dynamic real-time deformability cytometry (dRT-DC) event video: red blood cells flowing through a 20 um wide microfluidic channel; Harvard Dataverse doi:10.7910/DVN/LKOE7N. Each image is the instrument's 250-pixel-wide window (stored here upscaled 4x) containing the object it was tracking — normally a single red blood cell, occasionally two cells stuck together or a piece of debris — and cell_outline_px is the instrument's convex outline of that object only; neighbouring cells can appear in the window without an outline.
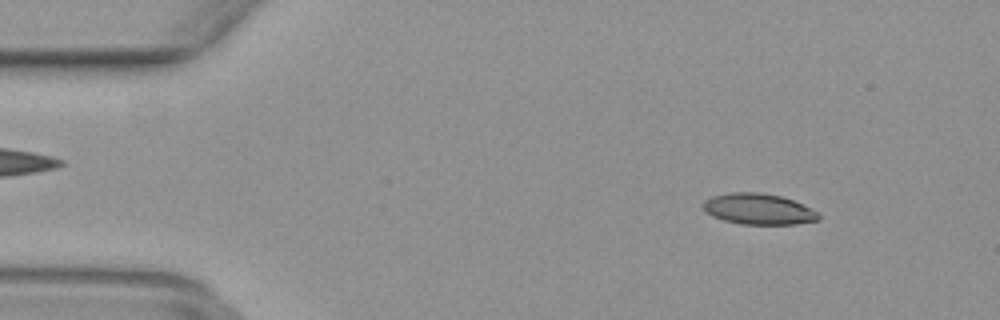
{"species": "common noctule bat (a hibernating species)", "species_latin": "Nyctalus noctula", "temperature_condition": "warm", "stored_images_in_passage": 49, "camera_frame_rate_fps": 3000, "um_per_image_px": 0.085, "animal": {"sex": "female", "body_mass_g": 29.2, "forearm_length_mm": 56.3}, "frame": {"image": 1, "passage_image": 6, "time_ms": 1.667, "image_size_px": [1000, 320], "cell_outline_px": [[820, 220], [796, 224], [740, 224], [724, 220], [712, 216], [704, 212], [700, 204], [704, 200], [712, 196], [732, 192], [760, 192], [780, 196], [792, 200], [816, 212], [820, 216]], "centroid_in_image_um": [64.39, 17.77], "position_along_channel_um": 20.6, "area_um2": 20.81}}
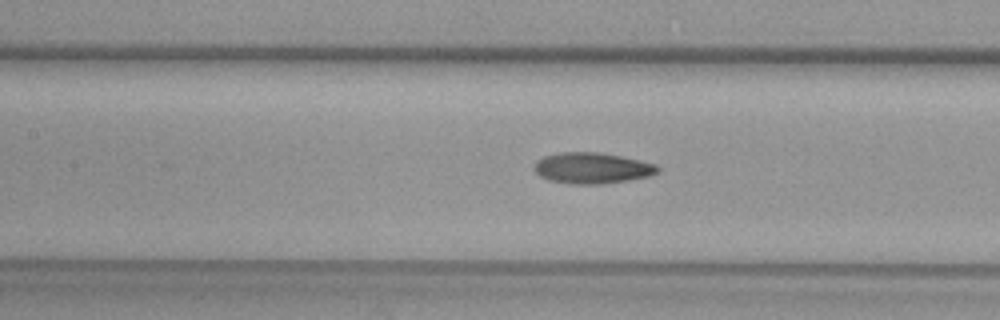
{"frame": {"image": 2, "passage_image": 22, "time_ms": 7.0, "image_size_px": [1000, 320], "cell_outline_px": [[660, 172], [648, 176], [628, 180], [604, 184], [568, 184], [548, 180], [540, 176], [532, 168], [536, 160], [544, 156], [560, 152], [596, 152], [620, 156], [656, 164], [660, 168]], "centroid_in_image_um": [50.29, 14.29], "position_along_channel_um": 157.1, "area_um2": 22.43}}
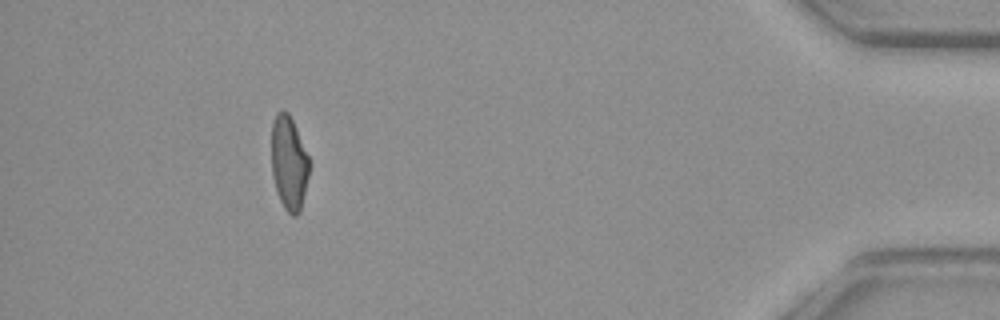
{"frame": {"image": 3, "passage_image": 45, "time_ms": 14.667, "image_size_px": [1000, 320], "cell_outline_px": [[308, 176], [300, 212], [296, 216], [292, 216], [284, 208], [280, 200], [276, 188], [272, 172], [272, 124], [276, 112], [288, 112], [292, 120], [308, 156]], "centroid_in_image_um": [24.55, 13.88], "position_along_channel_um": 410.7, "area_um2": 20.17}}